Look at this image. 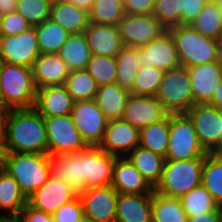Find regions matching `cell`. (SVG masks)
<instances>
[{
  "label": "cell",
  "mask_w": 222,
  "mask_h": 222,
  "mask_svg": "<svg viewBox=\"0 0 222 222\" xmlns=\"http://www.w3.org/2000/svg\"><path fill=\"white\" fill-rule=\"evenodd\" d=\"M15 11L34 27L49 20L51 3L48 0H17Z\"/></svg>",
  "instance_id": "b9f144b4"
},
{
  "label": "cell",
  "mask_w": 222,
  "mask_h": 222,
  "mask_svg": "<svg viewBox=\"0 0 222 222\" xmlns=\"http://www.w3.org/2000/svg\"><path fill=\"white\" fill-rule=\"evenodd\" d=\"M0 157H4L3 136H0Z\"/></svg>",
  "instance_id": "11a10c76"
},
{
  "label": "cell",
  "mask_w": 222,
  "mask_h": 222,
  "mask_svg": "<svg viewBox=\"0 0 222 222\" xmlns=\"http://www.w3.org/2000/svg\"><path fill=\"white\" fill-rule=\"evenodd\" d=\"M71 115L85 143L88 146H99L109 120L95 100L74 102Z\"/></svg>",
  "instance_id": "30bf717a"
},
{
  "label": "cell",
  "mask_w": 222,
  "mask_h": 222,
  "mask_svg": "<svg viewBox=\"0 0 222 222\" xmlns=\"http://www.w3.org/2000/svg\"><path fill=\"white\" fill-rule=\"evenodd\" d=\"M34 83L37 89L46 86L64 85L70 74L66 63L58 54H41L32 66Z\"/></svg>",
  "instance_id": "cb8c5ba5"
},
{
  "label": "cell",
  "mask_w": 222,
  "mask_h": 222,
  "mask_svg": "<svg viewBox=\"0 0 222 222\" xmlns=\"http://www.w3.org/2000/svg\"><path fill=\"white\" fill-rule=\"evenodd\" d=\"M64 86L75 102L94 100L99 87L95 79L85 69L70 71Z\"/></svg>",
  "instance_id": "d590c367"
},
{
  "label": "cell",
  "mask_w": 222,
  "mask_h": 222,
  "mask_svg": "<svg viewBox=\"0 0 222 222\" xmlns=\"http://www.w3.org/2000/svg\"><path fill=\"white\" fill-rule=\"evenodd\" d=\"M3 158L4 157H0V171L3 169Z\"/></svg>",
  "instance_id": "be15d7a7"
},
{
  "label": "cell",
  "mask_w": 222,
  "mask_h": 222,
  "mask_svg": "<svg viewBox=\"0 0 222 222\" xmlns=\"http://www.w3.org/2000/svg\"><path fill=\"white\" fill-rule=\"evenodd\" d=\"M4 61H3V58L1 57L0 55V73H1V69H2V66L4 65Z\"/></svg>",
  "instance_id": "6125c7cd"
},
{
  "label": "cell",
  "mask_w": 222,
  "mask_h": 222,
  "mask_svg": "<svg viewBox=\"0 0 222 222\" xmlns=\"http://www.w3.org/2000/svg\"><path fill=\"white\" fill-rule=\"evenodd\" d=\"M190 77L194 105L207 104L222 81V61L186 67Z\"/></svg>",
  "instance_id": "ac0fdd59"
},
{
  "label": "cell",
  "mask_w": 222,
  "mask_h": 222,
  "mask_svg": "<svg viewBox=\"0 0 222 222\" xmlns=\"http://www.w3.org/2000/svg\"><path fill=\"white\" fill-rule=\"evenodd\" d=\"M186 114L192 120L199 144L214 153L222 144L221 110L210 104L193 105Z\"/></svg>",
  "instance_id": "9c48e42d"
},
{
  "label": "cell",
  "mask_w": 222,
  "mask_h": 222,
  "mask_svg": "<svg viewBox=\"0 0 222 222\" xmlns=\"http://www.w3.org/2000/svg\"><path fill=\"white\" fill-rule=\"evenodd\" d=\"M124 16L123 0H95L89 12V22L117 26Z\"/></svg>",
  "instance_id": "f35d334b"
},
{
  "label": "cell",
  "mask_w": 222,
  "mask_h": 222,
  "mask_svg": "<svg viewBox=\"0 0 222 222\" xmlns=\"http://www.w3.org/2000/svg\"><path fill=\"white\" fill-rule=\"evenodd\" d=\"M165 71L157 67H140L130 94L156 96Z\"/></svg>",
  "instance_id": "ab89813d"
},
{
  "label": "cell",
  "mask_w": 222,
  "mask_h": 222,
  "mask_svg": "<svg viewBox=\"0 0 222 222\" xmlns=\"http://www.w3.org/2000/svg\"><path fill=\"white\" fill-rule=\"evenodd\" d=\"M180 198L152 194V222H187Z\"/></svg>",
  "instance_id": "4dcf8cb0"
},
{
  "label": "cell",
  "mask_w": 222,
  "mask_h": 222,
  "mask_svg": "<svg viewBox=\"0 0 222 222\" xmlns=\"http://www.w3.org/2000/svg\"><path fill=\"white\" fill-rule=\"evenodd\" d=\"M180 200L187 217L199 216L218 208V204L202 184L183 195Z\"/></svg>",
  "instance_id": "74e56055"
},
{
  "label": "cell",
  "mask_w": 222,
  "mask_h": 222,
  "mask_svg": "<svg viewBox=\"0 0 222 222\" xmlns=\"http://www.w3.org/2000/svg\"><path fill=\"white\" fill-rule=\"evenodd\" d=\"M169 114L156 97L130 94L121 119L140 130L165 120Z\"/></svg>",
  "instance_id": "5bb4252c"
},
{
  "label": "cell",
  "mask_w": 222,
  "mask_h": 222,
  "mask_svg": "<svg viewBox=\"0 0 222 222\" xmlns=\"http://www.w3.org/2000/svg\"><path fill=\"white\" fill-rule=\"evenodd\" d=\"M155 97L170 114L186 113L194 105L187 68L165 71Z\"/></svg>",
  "instance_id": "52a82bcc"
},
{
  "label": "cell",
  "mask_w": 222,
  "mask_h": 222,
  "mask_svg": "<svg viewBox=\"0 0 222 222\" xmlns=\"http://www.w3.org/2000/svg\"><path fill=\"white\" fill-rule=\"evenodd\" d=\"M32 26L17 11L0 16V36L18 35Z\"/></svg>",
  "instance_id": "f6af8a7d"
},
{
  "label": "cell",
  "mask_w": 222,
  "mask_h": 222,
  "mask_svg": "<svg viewBox=\"0 0 222 222\" xmlns=\"http://www.w3.org/2000/svg\"><path fill=\"white\" fill-rule=\"evenodd\" d=\"M84 35L92 55L116 57L124 47L116 25L89 23Z\"/></svg>",
  "instance_id": "603a6c76"
},
{
  "label": "cell",
  "mask_w": 222,
  "mask_h": 222,
  "mask_svg": "<svg viewBox=\"0 0 222 222\" xmlns=\"http://www.w3.org/2000/svg\"><path fill=\"white\" fill-rule=\"evenodd\" d=\"M111 185L119 194H153L154 188L127 157H117Z\"/></svg>",
  "instance_id": "44dd1931"
},
{
  "label": "cell",
  "mask_w": 222,
  "mask_h": 222,
  "mask_svg": "<svg viewBox=\"0 0 222 222\" xmlns=\"http://www.w3.org/2000/svg\"><path fill=\"white\" fill-rule=\"evenodd\" d=\"M218 211H219V214H220V221L222 222V204L218 205Z\"/></svg>",
  "instance_id": "94428289"
},
{
  "label": "cell",
  "mask_w": 222,
  "mask_h": 222,
  "mask_svg": "<svg viewBox=\"0 0 222 222\" xmlns=\"http://www.w3.org/2000/svg\"><path fill=\"white\" fill-rule=\"evenodd\" d=\"M51 176L66 182L78 193L85 190L84 150L63 155L49 154Z\"/></svg>",
  "instance_id": "ffe728a7"
},
{
  "label": "cell",
  "mask_w": 222,
  "mask_h": 222,
  "mask_svg": "<svg viewBox=\"0 0 222 222\" xmlns=\"http://www.w3.org/2000/svg\"><path fill=\"white\" fill-rule=\"evenodd\" d=\"M182 0H156L153 16L168 30L181 25Z\"/></svg>",
  "instance_id": "7bdbcfd3"
},
{
  "label": "cell",
  "mask_w": 222,
  "mask_h": 222,
  "mask_svg": "<svg viewBox=\"0 0 222 222\" xmlns=\"http://www.w3.org/2000/svg\"><path fill=\"white\" fill-rule=\"evenodd\" d=\"M116 60L117 78L115 83L130 91L133 87L134 78L140 69L139 48L124 46L117 54Z\"/></svg>",
  "instance_id": "836d02e7"
},
{
  "label": "cell",
  "mask_w": 222,
  "mask_h": 222,
  "mask_svg": "<svg viewBox=\"0 0 222 222\" xmlns=\"http://www.w3.org/2000/svg\"><path fill=\"white\" fill-rule=\"evenodd\" d=\"M139 146L166 157L169 146V116L140 129Z\"/></svg>",
  "instance_id": "1f68e13d"
},
{
  "label": "cell",
  "mask_w": 222,
  "mask_h": 222,
  "mask_svg": "<svg viewBox=\"0 0 222 222\" xmlns=\"http://www.w3.org/2000/svg\"><path fill=\"white\" fill-rule=\"evenodd\" d=\"M214 2L216 3L217 7L219 8L222 14V0H214Z\"/></svg>",
  "instance_id": "6f0895ef"
},
{
  "label": "cell",
  "mask_w": 222,
  "mask_h": 222,
  "mask_svg": "<svg viewBox=\"0 0 222 222\" xmlns=\"http://www.w3.org/2000/svg\"><path fill=\"white\" fill-rule=\"evenodd\" d=\"M116 156L99 146L84 149L85 189L111 185Z\"/></svg>",
  "instance_id": "e0dca14e"
},
{
  "label": "cell",
  "mask_w": 222,
  "mask_h": 222,
  "mask_svg": "<svg viewBox=\"0 0 222 222\" xmlns=\"http://www.w3.org/2000/svg\"><path fill=\"white\" fill-rule=\"evenodd\" d=\"M16 219L19 222H54L53 215L34 209L28 204L22 208Z\"/></svg>",
  "instance_id": "c3c4849f"
},
{
  "label": "cell",
  "mask_w": 222,
  "mask_h": 222,
  "mask_svg": "<svg viewBox=\"0 0 222 222\" xmlns=\"http://www.w3.org/2000/svg\"><path fill=\"white\" fill-rule=\"evenodd\" d=\"M202 185L218 205L222 204V159L214 153H207L205 156Z\"/></svg>",
  "instance_id": "8d00e7d4"
},
{
  "label": "cell",
  "mask_w": 222,
  "mask_h": 222,
  "mask_svg": "<svg viewBox=\"0 0 222 222\" xmlns=\"http://www.w3.org/2000/svg\"><path fill=\"white\" fill-rule=\"evenodd\" d=\"M139 132L122 119L109 120L99 147L116 157H126L139 145Z\"/></svg>",
  "instance_id": "d6986e66"
},
{
  "label": "cell",
  "mask_w": 222,
  "mask_h": 222,
  "mask_svg": "<svg viewBox=\"0 0 222 222\" xmlns=\"http://www.w3.org/2000/svg\"><path fill=\"white\" fill-rule=\"evenodd\" d=\"M57 54L70 71L86 69L87 63L92 57L84 32L70 34Z\"/></svg>",
  "instance_id": "f546056e"
},
{
  "label": "cell",
  "mask_w": 222,
  "mask_h": 222,
  "mask_svg": "<svg viewBox=\"0 0 222 222\" xmlns=\"http://www.w3.org/2000/svg\"><path fill=\"white\" fill-rule=\"evenodd\" d=\"M208 104L222 110V81L220 82L219 86L215 89V93L212 97V100Z\"/></svg>",
  "instance_id": "816d5d0a"
},
{
  "label": "cell",
  "mask_w": 222,
  "mask_h": 222,
  "mask_svg": "<svg viewBox=\"0 0 222 222\" xmlns=\"http://www.w3.org/2000/svg\"><path fill=\"white\" fill-rule=\"evenodd\" d=\"M156 0H123L125 14H153Z\"/></svg>",
  "instance_id": "7dc6e473"
},
{
  "label": "cell",
  "mask_w": 222,
  "mask_h": 222,
  "mask_svg": "<svg viewBox=\"0 0 222 222\" xmlns=\"http://www.w3.org/2000/svg\"><path fill=\"white\" fill-rule=\"evenodd\" d=\"M67 1L89 13L95 0H67Z\"/></svg>",
  "instance_id": "f5cc1de1"
},
{
  "label": "cell",
  "mask_w": 222,
  "mask_h": 222,
  "mask_svg": "<svg viewBox=\"0 0 222 222\" xmlns=\"http://www.w3.org/2000/svg\"><path fill=\"white\" fill-rule=\"evenodd\" d=\"M74 100L64 85L37 89L34 109L43 117L64 116L72 113Z\"/></svg>",
  "instance_id": "7402d4cb"
},
{
  "label": "cell",
  "mask_w": 222,
  "mask_h": 222,
  "mask_svg": "<svg viewBox=\"0 0 222 222\" xmlns=\"http://www.w3.org/2000/svg\"><path fill=\"white\" fill-rule=\"evenodd\" d=\"M83 222H92V221H89V220L84 219V221H83Z\"/></svg>",
  "instance_id": "e7e4bbea"
},
{
  "label": "cell",
  "mask_w": 222,
  "mask_h": 222,
  "mask_svg": "<svg viewBox=\"0 0 222 222\" xmlns=\"http://www.w3.org/2000/svg\"><path fill=\"white\" fill-rule=\"evenodd\" d=\"M98 86L113 84L117 78L116 57L92 55L85 69Z\"/></svg>",
  "instance_id": "60d3db41"
},
{
  "label": "cell",
  "mask_w": 222,
  "mask_h": 222,
  "mask_svg": "<svg viewBox=\"0 0 222 222\" xmlns=\"http://www.w3.org/2000/svg\"><path fill=\"white\" fill-rule=\"evenodd\" d=\"M205 157L191 160H165L160 182L154 191L168 196L181 198L202 184V170Z\"/></svg>",
  "instance_id": "5b68a950"
},
{
  "label": "cell",
  "mask_w": 222,
  "mask_h": 222,
  "mask_svg": "<svg viewBox=\"0 0 222 222\" xmlns=\"http://www.w3.org/2000/svg\"><path fill=\"white\" fill-rule=\"evenodd\" d=\"M70 34L83 33L89 25V13L69 1L51 5L50 18Z\"/></svg>",
  "instance_id": "4316f807"
},
{
  "label": "cell",
  "mask_w": 222,
  "mask_h": 222,
  "mask_svg": "<svg viewBox=\"0 0 222 222\" xmlns=\"http://www.w3.org/2000/svg\"><path fill=\"white\" fill-rule=\"evenodd\" d=\"M214 154L222 159V144L215 150Z\"/></svg>",
  "instance_id": "9f6ffc18"
},
{
  "label": "cell",
  "mask_w": 222,
  "mask_h": 222,
  "mask_svg": "<svg viewBox=\"0 0 222 222\" xmlns=\"http://www.w3.org/2000/svg\"><path fill=\"white\" fill-rule=\"evenodd\" d=\"M190 26L204 36L222 41V14L214 0H208Z\"/></svg>",
  "instance_id": "e575fe53"
},
{
  "label": "cell",
  "mask_w": 222,
  "mask_h": 222,
  "mask_svg": "<svg viewBox=\"0 0 222 222\" xmlns=\"http://www.w3.org/2000/svg\"><path fill=\"white\" fill-rule=\"evenodd\" d=\"M34 27L41 54H57L70 35L61 25L50 19Z\"/></svg>",
  "instance_id": "d6a6232c"
},
{
  "label": "cell",
  "mask_w": 222,
  "mask_h": 222,
  "mask_svg": "<svg viewBox=\"0 0 222 222\" xmlns=\"http://www.w3.org/2000/svg\"><path fill=\"white\" fill-rule=\"evenodd\" d=\"M187 222H221L218 208L205 214L188 217Z\"/></svg>",
  "instance_id": "681fc988"
},
{
  "label": "cell",
  "mask_w": 222,
  "mask_h": 222,
  "mask_svg": "<svg viewBox=\"0 0 222 222\" xmlns=\"http://www.w3.org/2000/svg\"><path fill=\"white\" fill-rule=\"evenodd\" d=\"M129 95V90L113 83L99 86L94 100L108 120H117L123 116Z\"/></svg>",
  "instance_id": "83f0119b"
},
{
  "label": "cell",
  "mask_w": 222,
  "mask_h": 222,
  "mask_svg": "<svg viewBox=\"0 0 222 222\" xmlns=\"http://www.w3.org/2000/svg\"><path fill=\"white\" fill-rule=\"evenodd\" d=\"M0 222H19L17 219H0Z\"/></svg>",
  "instance_id": "680465c9"
},
{
  "label": "cell",
  "mask_w": 222,
  "mask_h": 222,
  "mask_svg": "<svg viewBox=\"0 0 222 222\" xmlns=\"http://www.w3.org/2000/svg\"><path fill=\"white\" fill-rule=\"evenodd\" d=\"M208 0H182L181 25H190Z\"/></svg>",
  "instance_id": "bcb514c9"
},
{
  "label": "cell",
  "mask_w": 222,
  "mask_h": 222,
  "mask_svg": "<svg viewBox=\"0 0 222 222\" xmlns=\"http://www.w3.org/2000/svg\"><path fill=\"white\" fill-rule=\"evenodd\" d=\"M117 27L123 45L134 48L149 44L166 31L153 14H125Z\"/></svg>",
  "instance_id": "8fae6325"
},
{
  "label": "cell",
  "mask_w": 222,
  "mask_h": 222,
  "mask_svg": "<svg viewBox=\"0 0 222 222\" xmlns=\"http://www.w3.org/2000/svg\"><path fill=\"white\" fill-rule=\"evenodd\" d=\"M36 94L32 68L4 63L0 73V104L6 110L33 108Z\"/></svg>",
  "instance_id": "277c9868"
},
{
  "label": "cell",
  "mask_w": 222,
  "mask_h": 222,
  "mask_svg": "<svg viewBox=\"0 0 222 222\" xmlns=\"http://www.w3.org/2000/svg\"><path fill=\"white\" fill-rule=\"evenodd\" d=\"M53 219L54 222H83L85 218L80 196L78 195L75 199L58 208L53 214Z\"/></svg>",
  "instance_id": "ee69618b"
},
{
  "label": "cell",
  "mask_w": 222,
  "mask_h": 222,
  "mask_svg": "<svg viewBox=\"0 0 222 222\" xmlns=\"http://www.w3.org/2000/svg\"><path fill=\"white\" fill-rule=\"evenodd\" d=\"M206 155L189 116L186 113L169 114V146L165 160H191Z\"/></svg>",
  "instance_id": "8992f818"
},
{
  "label": "cell",
  "mask_w": 222,
  "mask_h": 222,
  "mask_svg": "<svg viewBox=\"0 0 222 222\" xmlns=\"http://www.w3.org/2000/svg\"><path fill=\"white\" fill-rule=\"evenodd\" d=\"M27 204L18 182L4 169L0 171V219H16Z\"/></svg>",
  "instance_id": "484cf974"
},
{
  "label": "cell",
  "mask_w": 222,
  "mask_h": 222,
  "mask_svg": "<svg viewBox=\"0 0 222 222\" xmlns=\"http://www.w3.org/2000/svg\"><path fill=\"white\" fill-rule=\"evenodd\" d=\"M48 154L63 155L88 147L74 124L71 114L44 117Z\"/></svg>",
  "instance_id": "ba28073f"
},
{
  "label": "cell",
  "mask_w": 222,
  "mask_h": 222,
  "mask_svg": "<svg viewBox=\"0 0 222 222\" xmlns=\"http://www.w3.org/2000/svg\"><path fill=\"white\" fill-rule=\"evenodd\" d=\"M3 169L18 182L26 198L51 176L49 154L4 153Z\"/></svg>",
  "instance_id": "3957f363"
},
{
  "label": "cell",
  "mask_w": 222,
  "mask_h": 222,
  "mask_svg": "<svg viewBox=\"0 0 222 222\" xmlns=\"http://www.w3.org/2000/svg\"><path fill=\"white\" fill-rule=\"evenodd\" d=\"M140 67H157L164 71L181 66L174 40L166 30L157 39L139 48Z\"/></svg>",
  "instance_id": "2e32d148"
},
{
  "label": "cell",
  "mask_w": 222,
  "mask_h": 222,
  "mask_svg": "<svg viewBox=\"0 0 222 222\" xmlns=\"http://www.w3.org/2000/svg\"><path fill=\"white\" fill-rule=\"evenodd\" d=\"M116 222H152V194H118Z\"/></svg>",
  "instance_id": "d4e9b609"
},
{
  "label": "cell",
  "mask_w": 222,
  "mask_h": 222,
  "mask_svg": "<svg viewBox=\"0 0 222 222\" xmlns=\"http://www.w3.org/2000/svg\"><path fill=\"white\" fill-rule=\"evenodd\" d=\"M175 43L181 66L191 67L212 61H222V42L200 34L190 25L167 30Z\"/></svg>",
  "instance_id": "7a4b0ae2"
},
{
  "label": "cell",
  "mask_w": 222,
  "mask_h": 222,
  "mask_svg": "<svg viewBox=\"0 0 222 222\" xmlns=\"http://www.w3.org/2000/svg\"><path fill=\"white\" fill-rule=\"evenodd\" d=\"M126 157L148 181V183L155 188L161 180L165 157L139 145Z\"/></svg>",
  "instance_id": "f1b7e54d"
},
{
  "label": "cell",
  "mask_w": 222,
  "mask_h": 222,
  "mask_svg": "<svg viewBox=\"0 0 222 222\" xmlns=\"http://www.w3.org/2000/svg\"><path fill=\"white\" fill-rule=\"evenodd\" d=\"M118 191L112 185L82 190L84 218L92 222H116Z\"/></svg>",
  "instance_id": "4fadbf2b"
},
{
  "label": "cell",
  "mask_w": 222,
  "mask_h": 222,
  "mask_svg": "<svg viewBox=\"0 0 222 222\" xmlns=\"http://www.w3.org/2000/svg\"><path fill=\"white\" fill-rule=\"evenodd\" d=\"M3 149L4 153L48 154L44 117L34 108L7 109Z\"/></svg>",
  "instance_id": "6da1fadb"
},
{
  "label": "cell",
  "mask_w": 222,
  "mask_h": 222,
  "mask_svg": "<svg viewBox=\"0 0 222 222\" xmlns=\"http://www.w3.org/2000/svg\"><path fill=\"white\" fill-rule=\"evenodd\" d=\"M17 0H0V16L14 12Z\"/></svg>",
  "instance_id": "f907efd6"
},
{
  "label": "cell",
  "mask_w": 222,
  "mask_h": 222,
  "mask_svg": "<svg viewBox=\"0 0 222 222\" xmlns=\"http://www.w3.org/2000/svg\"><path fill=\"white\" fill-rule=\"evenodd\" d=\"M0 55L5 63L32 68L40 55L35 27L18 35L0 36Z\"/></svg>",
  "instance_id": "7c38bea8"
},
{
  "label": "cell",
  "mask_w": 222,
  "mask_h": 222,
  "mask_svg": "<svg viewBox=\"0 0 222 222\" xmlns=\"http://www.w3.org/2000/svg\"><path fill=\"white\" fill-rule=\"evenodd\" d=\"M5 113L6 109L0 104V136H3Z\"/></svg>",
  "instance_id": "db71d44e"
},
{
  "label": "cell",
  "mask_w": 222,
  "mask_h": 222,
  "mask_svg": "<svg viewBox=\"0 0 222 222\" xmlns=\"http://www.w3.org/2000/svg\"><path fill=\"white\" fill-rule=\"evenodd\" d=\"M48 1L51 3V5H53V4H56V3L67 1V0H48Z\"/></svg>",
  "instance_id": "91938a15"
},
{
  "label": "cell",
  "mask_w": 222,
  "mask_h": 222,
  "mask_svg": "<svg viewBox=\"0 0 222 222\" xmlns=\"http://www.w3.org/2000/svg\"><path fill=\"white\" fill-rule=\"evenodd\" d=\"M78 195L79 193L66 182L50 176L41 188L27 198V204L34 209L53 215L58 208Z\"/></svg>",
  "instance_id": "9a60e30c"
}]
</instances>
